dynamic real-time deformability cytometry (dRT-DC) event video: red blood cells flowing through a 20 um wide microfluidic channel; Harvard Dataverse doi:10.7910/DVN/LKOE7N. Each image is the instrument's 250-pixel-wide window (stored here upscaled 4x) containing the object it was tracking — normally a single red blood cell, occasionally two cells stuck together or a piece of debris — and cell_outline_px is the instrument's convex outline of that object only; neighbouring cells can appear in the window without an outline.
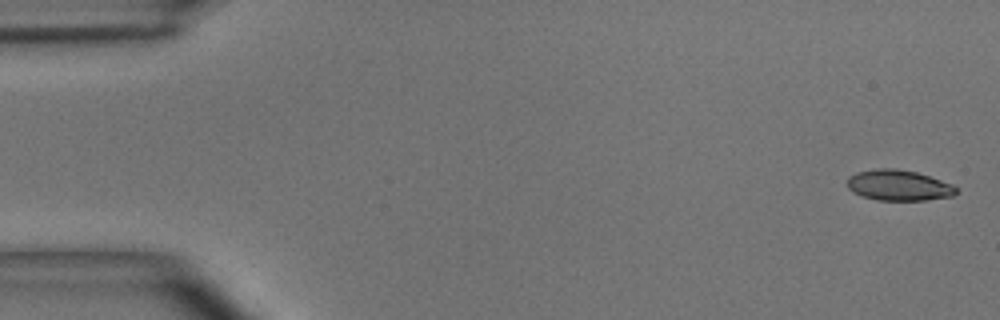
{"species": "common noctule bat (a hibernating species)", "species_latin": "Nyctalus noctula", "temperature_condition": "room temperature", "stored_images_in_passage": 15, "camera_frame_rate_fps": 3000, "um_per_image_px": 0.085, "animal": {"sex": "male", "body_mass_g": 15.6}, "frame": {"image": 1, "passage_image": 1, "time_ms": 0.0, "image_size_px": [1000, 320], "cell_outline_px": [[956, 192], [952, 196], [924, 200], [876, 200], [860, 196], [852, 192], [848, 188], [848, 176], [856, 172], [876, 168], [896, 168], [916, 172], [952, 184], [956, 188]], "centroid_in_image_um": [76.33, 15.75], "position_along_channel_um": 8.7, "area_um2": 19.48}}
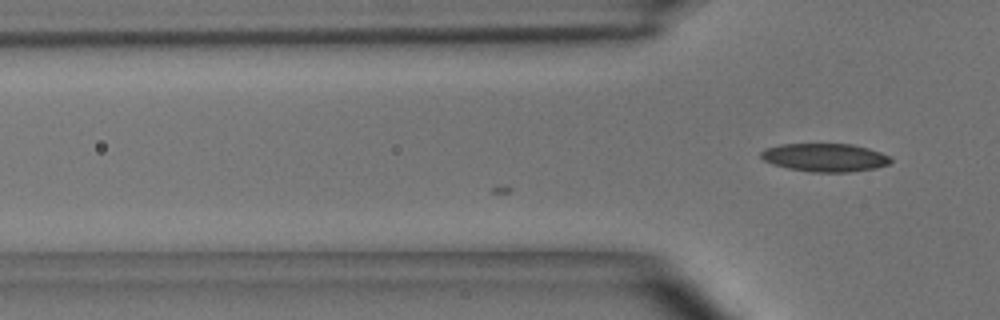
{"frame": {"image": 2, "passage_image": 15, "time_ms": 4.667, "image_size_px": [1000, 320], "cell_outline_px": [[892, 160], [888, 164], [876, 168], [848, 172], [812, 172], [788, 168], [772, 164], [764, 160], [760, 156], [760, 152], [764, 148], [780, 144], [852, 144], [868, 148], [880, 152], [888, 156]], "centroid_in_image_um": [70.09, 13.38], "position_along_channel_um": 55.7, "area_um2": 21.33}}